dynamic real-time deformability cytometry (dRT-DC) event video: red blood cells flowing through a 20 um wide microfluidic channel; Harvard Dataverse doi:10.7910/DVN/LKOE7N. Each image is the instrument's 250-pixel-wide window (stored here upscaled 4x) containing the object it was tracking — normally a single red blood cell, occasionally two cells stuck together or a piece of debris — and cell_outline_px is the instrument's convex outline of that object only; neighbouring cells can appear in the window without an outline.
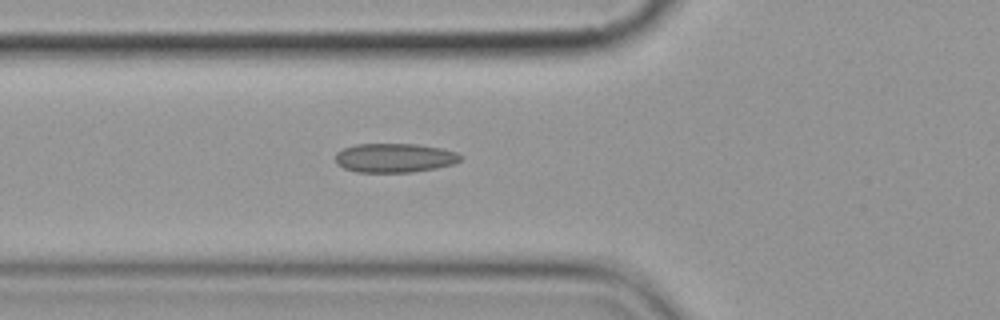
{"species": "common noctule bat (a hibernating species)", "species_latin": "Nyctalus noctula", "temperature_condition": "cold", "stored_images_in_passage": 6, "camera_frame_rate_fps": 3000, "um_per_image_px": 0.085, "animal": {"sex": "female", "body_mass_g": 19.9}, "frame": {"image": 1, "passage_image": 6, "time_ms": 6.667, "image_size_px": [1000, 320], "cell_outline_px": [[464, 156], [456, 164], [436, 168], [412, 172], [356, 172], [344, 168], [336, 164], [336, 152], [344, 148], [356, 144], [416, 144], [440, 148], [456, 152]], "centroid_in_image_um": [33.55, 13.42], "position_along_channel_um": 92.2, "area_um2": 21.33}}